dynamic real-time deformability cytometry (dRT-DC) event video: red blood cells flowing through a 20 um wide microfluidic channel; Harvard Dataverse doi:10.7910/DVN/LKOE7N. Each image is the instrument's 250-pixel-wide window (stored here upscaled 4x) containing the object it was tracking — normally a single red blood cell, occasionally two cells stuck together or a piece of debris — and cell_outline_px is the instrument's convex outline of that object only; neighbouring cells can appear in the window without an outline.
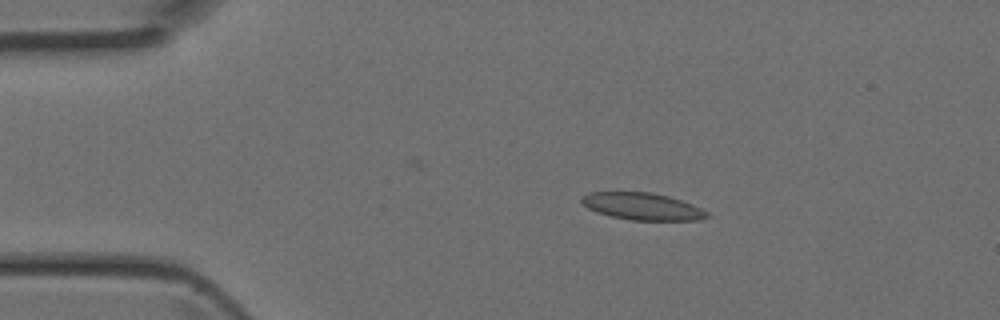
{"species": "Egyptian fruit bat (a non-hibernating species)", "species_latin": "Rousettus aegyptiacus", "temperature_condition": "room temperature", "stored_images_in_passage": 3, "camera_frame_rate_fps": 3000, "um_per_image_px": 0.085, "animal": {"sex": "female"}, "frame": {"image": 1, "passage_image": 2, "time_ms": 0.333, "image_size_px": [1000, 320], "cell_outline_px": [[712, 216], [700, 220], [632, 220], [612, 216], [596, 212], [588, 208], [580, 200], [588, 192], [652, 192], [668, 196], [692, 204], [708, 212]], "centroid_in_image_um": [54.63, 17.54], "position_along_channel_um": 30.4, "area_um2": 19.71}}